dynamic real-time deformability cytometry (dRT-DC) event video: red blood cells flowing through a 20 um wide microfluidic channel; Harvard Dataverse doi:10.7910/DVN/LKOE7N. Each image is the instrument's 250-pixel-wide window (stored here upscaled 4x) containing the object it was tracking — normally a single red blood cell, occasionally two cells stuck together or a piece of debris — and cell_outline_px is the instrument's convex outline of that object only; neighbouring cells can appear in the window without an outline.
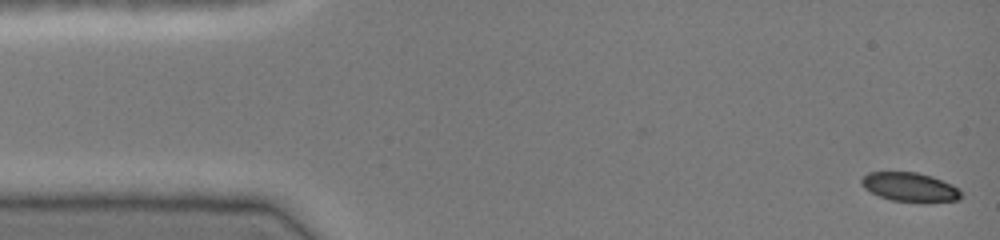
{"species": "common noctule bat (a hibernating species)", "species_latin": "Nyctalus noctula", "temperature_condition": "cold", "stored_images_in_passage": 46, "camera_frame_rate_fps": 3000, "um_per_image_px": 0.085, "animal": {"sex": "female", "body_mass_g": 19.0, "forearm_length_mm": 51.5}, "frame": {"image": 1, "passage_image": 1, "time_ms": 0.0, "image_size_px": [1000, 240], "cell_outline_px": [[960, 200], [892, 200], [880, 196], [864, 188], [860, 180], [868, 172], [916, 172], [940, 180], [956, 188], [960, 192]], "centroid_in_image_um": [77.24, 15.86], "position_along_channel_um": 7.8, "area_um2": 15.84}}
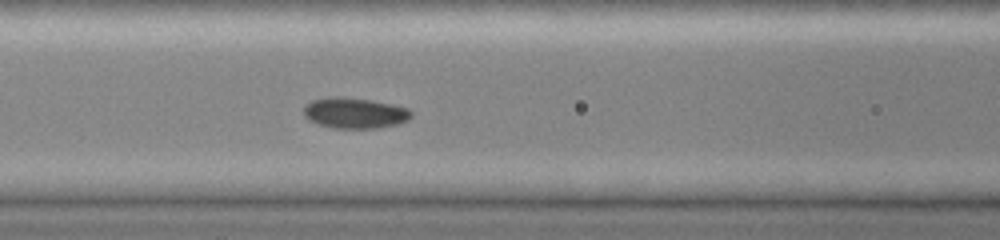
{"frame": {"image": 2, "passage_image": 19, "time_ms": 6.0, "image_size_px": [1000, 240], "cell_outline_px": [[412, 116], [408, 120], [396, 124], [376, 128], [332, 128], [316, 124], [308, 120], [304, 116], [304, 108], [312, 100], [332, 96], [336, 96], [372, 100], [392, 104], [408, 108], [412, 112]], "centroid_in_image_um": [30.14, 9.61], "position_along_channel_um": 136.5, "area_um2": 19.31}}
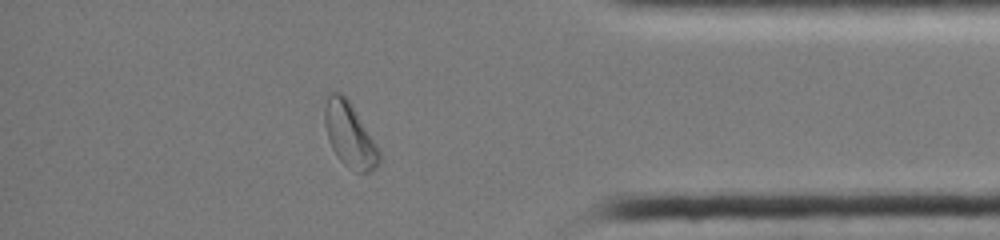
{"frame": {"image": 3, "passage_image": 40, "time_ms": 13.0, "image_size_px": [1000, 240], "cell_outline_px": [[380, 164], [372, 172], [356, 172], [344, 164], [340, 160], [332, 148], [328, 140], [324, 124], [324, 108], [328, 92], [340, 92], [348, 100], [380, 148]], "centroid_in_image_um": [29.73, 11.49], "position_along_channel_um": 405.5, "area_um2": 20.63}, "authors_computed_cell_mechanics": {"area_um2": 18.5538, "velocity_mm_per_s": 4.0651, "shape_relaxation_time_tau1_ms": 2.7593, "shape_relaxation_time_tau2_ms": null, "deformation_change_tau1": 0.0776, "deformation_change_tau2": null}}